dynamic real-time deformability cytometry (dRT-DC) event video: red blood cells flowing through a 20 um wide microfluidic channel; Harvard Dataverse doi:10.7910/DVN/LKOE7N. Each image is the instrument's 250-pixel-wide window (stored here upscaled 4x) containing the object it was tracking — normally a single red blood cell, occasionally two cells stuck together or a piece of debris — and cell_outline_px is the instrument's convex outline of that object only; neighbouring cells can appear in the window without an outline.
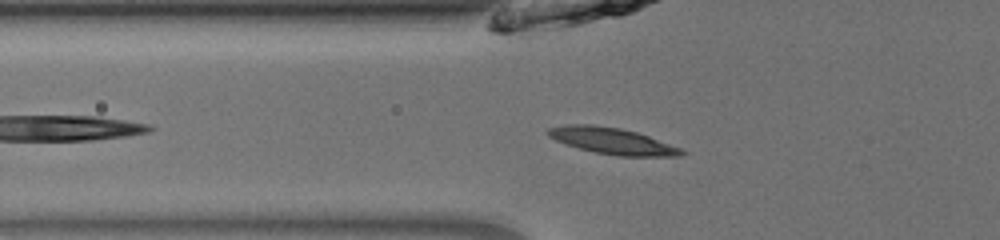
{"species": "common noctule bat (a hibernating species)", "species_latin": "Nyctalus noctula", "temperature_condition": "room temperature", "stored_images_in_passage": 34, "camera_frame_rate_fps": 3000, "um_per_image_px": 0.085, "animal": {"sex": "male", "body_mass_g": 13.0, "forearm_length_mm": 53.1}, "frame": {"image": 1, "passage_image": 7, "time_ms": 2.0, "image_size_px": [1000, 240], "cell_outline_px": [[688, 152], [680, 156], [616, 156], [596, 152], [580, 148], [556, 140], [548, 136], [544, 132], [548, 128], [564, 124], [592, 124], [620, 128], [636, 132], [648, 136], [680, 148]], "centroid_in_image_um": [52.02, 11.97], "position_along_channel_um": 73.8, "area_um2": 20.4}}
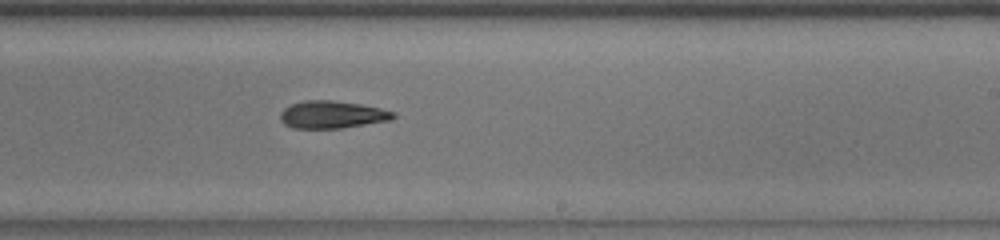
{"frame": {"image": 2, "passage_image": 21, "time_ms": 6.667, "image_size_px": [1000, 240], "cell_outline_px": [[396, 116], [392, 120], [340, 128], [292, 128], [284, 124], [280, 120], [280, 112], [284, 108], [292, 104], [304, 100], [332, 100], [360, 104], [380, 108], [396, 112]], "centroid_in_image_um": [28.23, 9.74], "position_along_channel_um": 260.8, "area_um2": 18.15}}
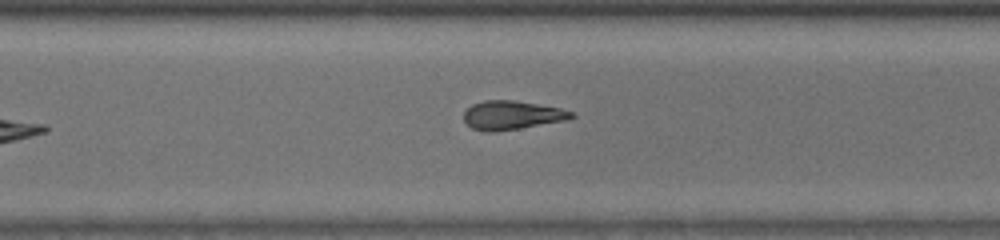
{"frame": {"image": 3, "passage_image": 26, "time_ms": 8.333, "image_size_px": [1000, 240], "cell_outline_px": [[576, 116], [568, 120], [520, 128], [492, 132], [488, 132], [472, 128], [464, 120], [464, 112], [472, 104], [484, 100], [516, 100], [560, 108], [572, 112]], "centroid_in_image_um": [43.52, 9.78], "position_along_channel_um": 327.1, "area_um2": 18.03}, "authors_computed_cell_mechanics": {"area_um2": 18.4382, "velocity_mm_per_s": 4.0061, "shape_relaxation_time_tau1_ms": 6.7018, "shape_relaxation_time_tau2_ms": 8.077, "deformation_change_tau1": 0.1627, "deformation_change_tau2": 0.1825}}